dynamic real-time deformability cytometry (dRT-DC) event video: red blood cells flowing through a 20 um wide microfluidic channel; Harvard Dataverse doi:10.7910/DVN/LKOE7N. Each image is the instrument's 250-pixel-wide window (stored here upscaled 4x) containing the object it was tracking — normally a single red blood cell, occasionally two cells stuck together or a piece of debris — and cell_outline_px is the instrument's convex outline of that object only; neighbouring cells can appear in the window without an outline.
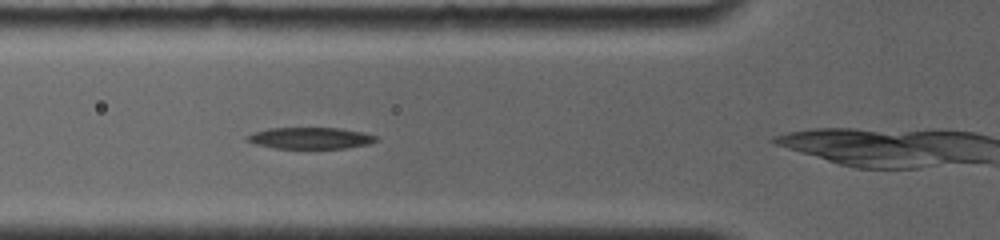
{"species": "common noctule bat (a hibernating species)", "species_latin": "Nyctalus noctula", "temperature_condition": "room temperature", "stored_images_in_passage": 3, "camera_frame_rate_fps": 4000, "um_per_image_px": 0.085, "animal": {"sex": "female", "body_mass_g": 19.0, "forearm_length_mm": 56.7}, "frame": {"image": 1, "passage_image": 2, "time_ms": 1.0, "image_size_px": [1000, 240], "cell_outline_px": [[380, 140], [368, 144], [344, 148], [272, 148], [256, 144], [244, 140], [244, 136], [268, 128], [340, 128], [364, 132], [376, 136]], "centroid_in_image_um": [26.37, 11.73], "position_along_channel_um": 99.4, "area_um2": 16.18}}